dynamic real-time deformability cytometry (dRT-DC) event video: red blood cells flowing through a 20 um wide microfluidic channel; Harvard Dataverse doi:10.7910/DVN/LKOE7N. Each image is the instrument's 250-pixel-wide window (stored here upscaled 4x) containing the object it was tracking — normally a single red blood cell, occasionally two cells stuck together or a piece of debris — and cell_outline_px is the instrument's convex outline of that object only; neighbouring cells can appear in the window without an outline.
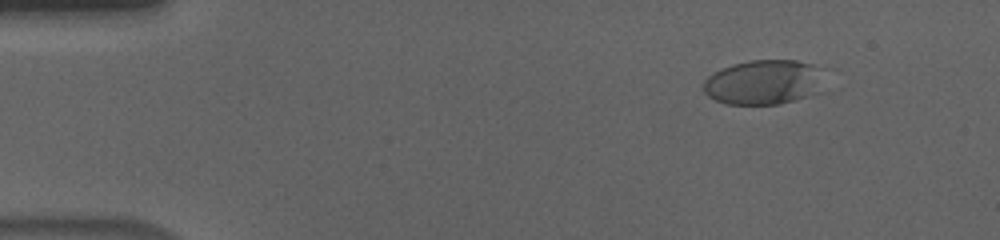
{"species": "human", "species_latin": "Homo sapiens", "temperature_condition": "cold", "stored_images_in_passage": 55, "camera_frame_rate_fps": 3000, "um_per_image_px": 0.085, "donor": {"sex": "male"}, "frame": {"image": 1, "passage_image": 5, "time_ms": 1.333, "image_size_px": [1000, 240], "cell_outline_px": [[812, 64], [808, 96], [796, 100], [780, 104], [728, 104], [716, 100], [708, 96], [704, 92], [704, 80], [708, 76], [720, 68], [732, 64], [752, 60], [796, 60]], "centroid_in_image_um": [64.59, 6.99], "position_along_channel_um": 20.4, "area_um2": 29.48}}
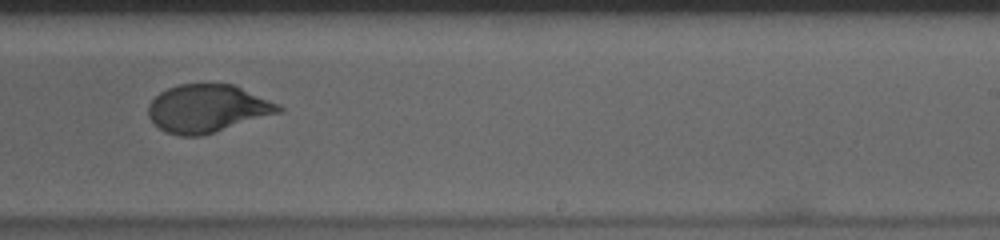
{"frame": {"image": 2, "passage_image": 34, "time_ms": 11.0, "image_size_px": [1000, 240], "cell_outline_px": [[284, 108], [280, 112], [200, 136], [180, 136], [164, 132], [148, 116], [148, 104], [160, 92], [168, 88], [180, 84], [232, 84], [268, 100]], "centroid_in_image_um": [17.57, 9.23], "position_along_channel_um": 271.4, "area_um2": 35.66}}
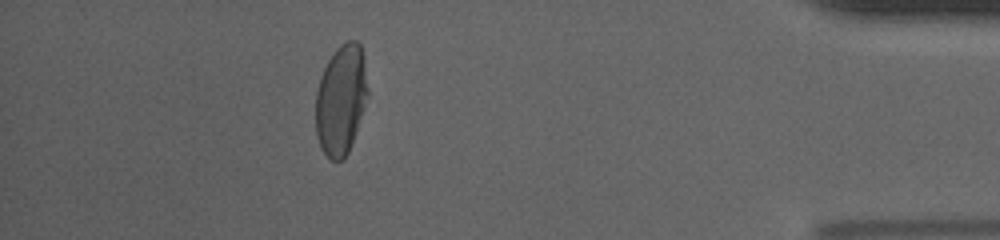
{"frame": {"image": 3, "passage_image": 49, "time_ms": 16.0, "image_size_px": [1000, 240], "cell_outline_px": [[368, 96], [356, 132], [348, 152], [344, 160], [332, 160], [324, 152], [316, 136], [316, 88], [320, 76], [328, 60], [336, 48], [340, 44], [348, 40], [356, 40], [360, 44], [364, 56], [368, 88]], "centroid_in_image_um": [28.99, 8.44], "position_along_channel_um": 406.2, "area_um2": 33.58}, "authors_computed_cell_mechanics": {"area_um2": 34.969, "velocity_mm_per_s": 3.6275, "shape_relaxation_time_tau1_ms": 5.4924, "shape_relaxation_time_tau2_ms": null, "deformation_change_tau1": 0.1915, "deformation_change_tau2": null}}